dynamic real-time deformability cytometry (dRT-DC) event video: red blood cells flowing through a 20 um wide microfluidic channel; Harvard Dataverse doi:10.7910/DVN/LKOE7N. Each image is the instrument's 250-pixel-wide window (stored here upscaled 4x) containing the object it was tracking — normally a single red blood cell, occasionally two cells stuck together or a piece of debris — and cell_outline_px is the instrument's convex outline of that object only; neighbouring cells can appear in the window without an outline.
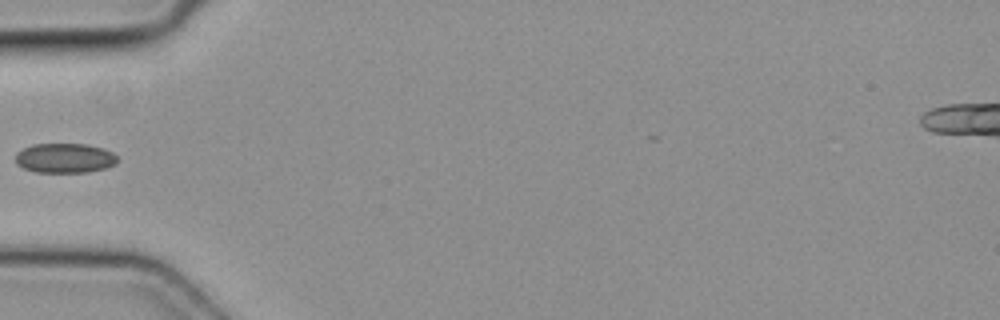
{"species": "common noctule bat (a hibernating species)", "species_latin": "Nyctalus noctula", "temperature_condition": "cold", "stored_images_in_passage": 5, "camera_frame_rate_fps": 3000, "um_per_image_px": 0.085, "animal": {"sex": "female", "body_mass_g": 19.3, "forearm_length_mm": 54.1}, "frame": {"image": 1, "passage_image": 5, "time_ms": 1.333, "image_size_px": [1000, 320], "cell_outline_px": [[116, 164], [104, 168], [88, 172], [36, 172], [24, 168], [16, 164], [16, 152], [32, 144], [84, 144], [100, 148], [112, 152], [116, 156]], "centroid_in_image_um": [5.47, 13.44], "position_along_channel_um": 79.5, "area_um2": 17.46}}